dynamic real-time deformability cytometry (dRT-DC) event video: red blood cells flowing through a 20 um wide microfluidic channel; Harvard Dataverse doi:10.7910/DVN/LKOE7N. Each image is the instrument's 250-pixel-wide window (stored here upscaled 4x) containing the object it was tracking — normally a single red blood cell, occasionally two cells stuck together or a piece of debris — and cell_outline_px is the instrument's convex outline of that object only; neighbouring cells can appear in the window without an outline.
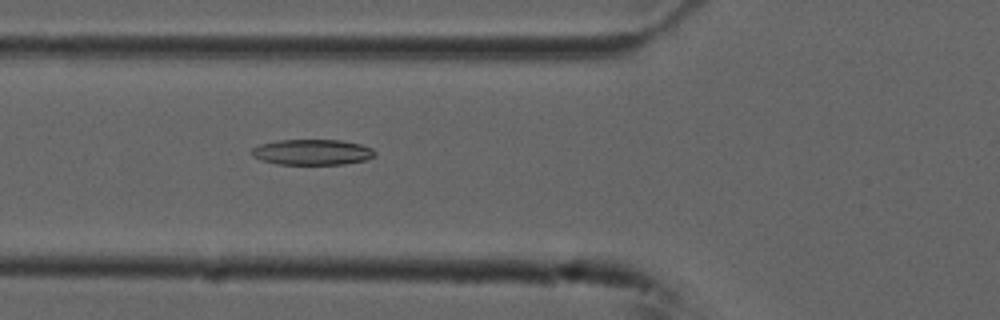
{"species": "common noctule bat (a hibernating species)", "species_latin": "Nyctalus noctula", "temperature_condition": "cold", "stored_images_in_passage": 56, "camera_frame_rate_fps": 3000, "um_per_image_px": 0.085, "animal": {"sex": "male", "forearm_length_mm": 52.5}, "frame": {"image": 1, "passage_image": 9, "time_ms": 2.667, "image_size_px": [1000, 320], "cell_outline_px": [[376, 156], [364, 160], [344, 164], [276, 164], [260, 160], [252, 156], [252, 148], [260, 144], [276, 140], [340, 140], [360, 144], [372, 148], [376, 152]], "centroid_in_image_um": [26.53, 12.93], "position_along_channel_um": 99.3, "area_um2": 18.44}}
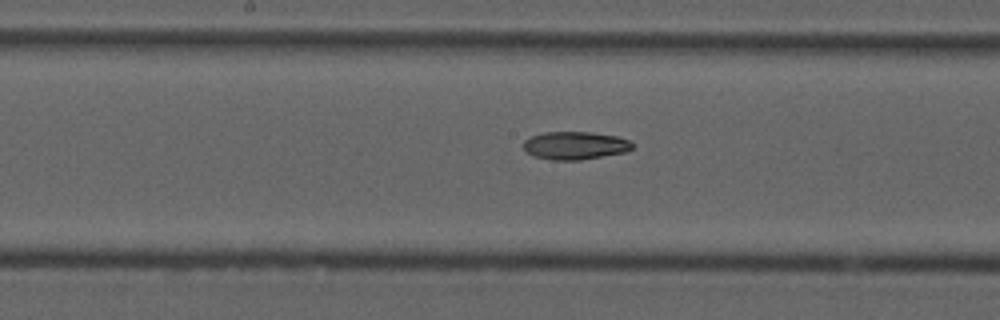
{"frame": {"image": 2, "passage_image": 17, "time_ms": 5.333, "image_size_px": [1000, 320], "cell_outline_px": [[632, 148], [628, 152], [580, 160], [552, 160], [532, 156], [524, 148], [524, 140], [532, 136], [544, 132], [592, 132], [616, 136], [628, 140], [632, 144]], "centroid_in_image_um": [48.88, 12.37], "position_along_channel_um": 199.3, "area_um2": 17.74}}
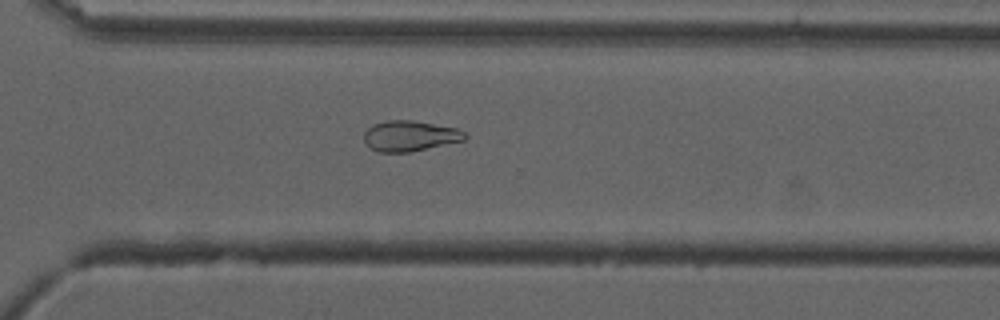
{"frame": {"image": 3, "passage_image": 28, "time_ms": 9.0, "image_size_px": [1000, 320], "cell_outline_px": [[468, 136], [464, 140], [408, 152], [376, 152], [364, 144], [364, 132], [372, 124], [388, 120], [412, 120], [456, 128], [464, 132]], "centroid_in_image_um": [34.78, 11.55], "position_along_channel_um": 335.8, "area_um2": 17.92}}